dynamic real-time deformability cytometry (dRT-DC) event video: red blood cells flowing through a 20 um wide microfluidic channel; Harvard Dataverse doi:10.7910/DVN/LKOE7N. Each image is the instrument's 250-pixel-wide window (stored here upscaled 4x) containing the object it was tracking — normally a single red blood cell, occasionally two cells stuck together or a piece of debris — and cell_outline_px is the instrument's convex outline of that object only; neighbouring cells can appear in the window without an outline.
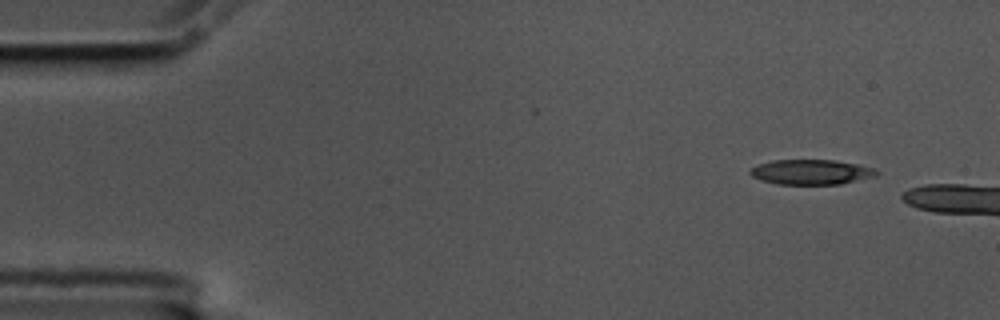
{"species": "common noctule bat (a hibernating species)", "species_latin": "Nyctalus noctula", "temperature_condition": "cold", "stored_images_in_passage": 11, "camera_frame_rate_fps": 3000, "um_per_image_px": 0.085, "animal": {"sex": "male", "body_mass_g": 17.5, "forearm_length_mm": 52.3}, "frame": {"image": 1, "passage_image": 1, "time_ms": 0.0, "image_size_px": [1000, 320], "cell_outline_px": [[880, 172], [876, 176], [840, 184], [776, 184], [760, 180], [752, 176], [748, 172], [752, 168], [760, 164], [772, 160], [832, 160], [856, 164], [872, 168]], "centroid_in_image_um": [68.93, 14.63], "position_along_channel_um": 16.1, "area_um2": 18.26}}